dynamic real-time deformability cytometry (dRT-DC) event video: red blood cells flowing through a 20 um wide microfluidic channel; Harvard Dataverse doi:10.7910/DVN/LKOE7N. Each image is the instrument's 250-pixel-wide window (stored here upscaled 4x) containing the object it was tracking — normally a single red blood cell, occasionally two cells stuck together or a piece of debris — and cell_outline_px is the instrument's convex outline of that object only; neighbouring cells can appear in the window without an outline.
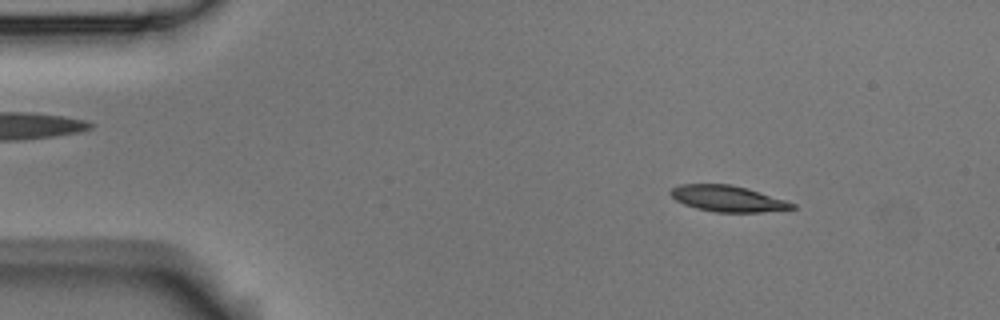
{"species": "Egyptian fruit bat (a non-hibernating species)", "species_latin": "Rousettus aegyptiacus", "temperature_condition": "room temperature", "stored_images_in_passage": 56, "camera_frame_rate_fps": 3000, "um_per_image_px": 0.085, "animal": {"sex": "male"}, "frame": {"image": 1, "passage_image": 7, "time_ms": 2.0, "image_size_px": [1000, 320], "cell_outline_px": [[796, 208], [760, 212], [712, 212], [696, 208], [684, 204], [676, 200], [668, 192], [672, 188], [680, 184], [732, 184], [748, 188], [796, 204]], "centroid_in_image_um": [61.83, 16.88], "position_along_channel_um": 23.2, "area_um2": 18.44}}
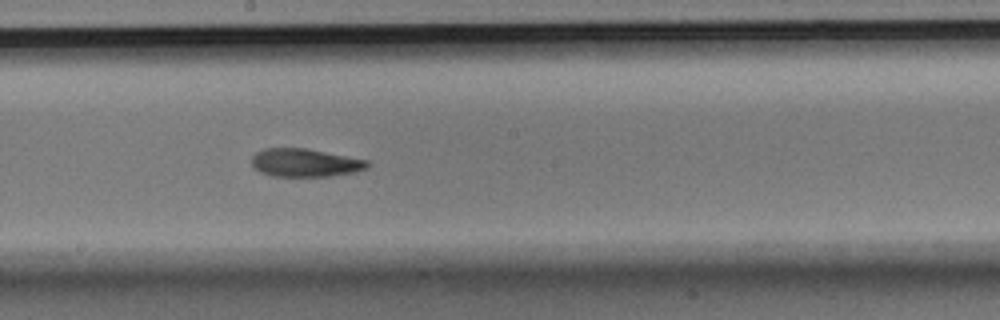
{"frame": {"image": 2, "passage_image": 30, "time_ms": 9.667, "image_size_px": [1000, 320], "cell_outline_px": [[372, 164], [368, 168], [356, 172], [328, 176], [272, 176], [260, 172], [252, 164], [252, 156], [256, 152], [264, 148], [308, 148], [368, 160]], "centroid_in_image_um": [25.97, 13.82], "position_along_channel_um": 222.2, "area_um2": 19.13}}
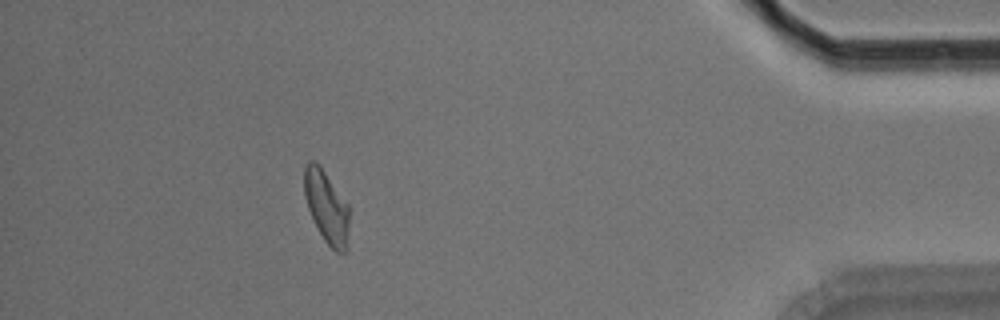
{"frame": {"image": 3, "passage_image": 50, "time_ms": 16.333, "image_size_px": [1000, 320], "cell_outline_px": [[348, 248], [344, 252], [336, 252], [324, 240], [308, 208], [304, 196], [304, 164], [308, 160], [316, 160], [320, 164], [348, 204]], "centroid_in_image_um": [27.75, 17.53], "position_along_channel_um": 407.5, "area_um2": 19.02}, "authors_computed_cell_mechanics": {"area_um2": 19.1896, "velocity_mm_per_s": 3.55, "shape_relaxation_time_tau1_ms": 5.256, "shape_relaxation_time_tau2_ms": 7.9074, "deformation_change_tau1": 0.1516, "deformation_change_tau2": 0.1455}}